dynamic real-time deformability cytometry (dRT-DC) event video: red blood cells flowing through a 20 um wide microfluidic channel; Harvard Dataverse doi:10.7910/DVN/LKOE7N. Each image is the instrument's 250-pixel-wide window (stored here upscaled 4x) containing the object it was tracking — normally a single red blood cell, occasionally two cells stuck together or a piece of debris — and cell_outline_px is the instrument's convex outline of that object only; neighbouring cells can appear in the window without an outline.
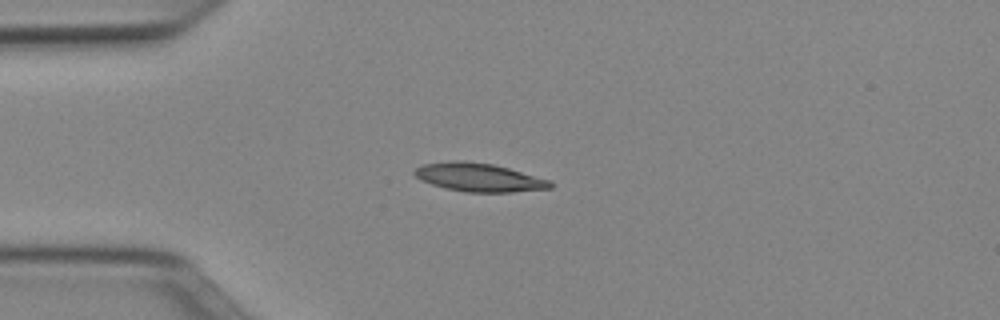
{"species": "Egyptian fruit bat (a non-hibernating species)", "species_latin": "Rousettus aegyptiacus", "temperature_condition": "cold", "stored_images_in_passage": 39, "camera_frame_rate_fps": 3000, "um_per_image_px": 0.085, "animal": {"sex": "female"}, "frame": {"image": 1, "passage_image": 1, "time_ms": 0.0, "image_size_px": [1000, 320], "cell_outline_px": [[552, 188], [512, 192], [464, 192], [444, 188], [420, 180], [412, 172], [416, 168], [424, 164], [452, 160], [464, 160], [492, 164], [508, 168], [552, 180]], "centroid_in_image_um": [40.71, 15.07], "position_along_channel_um": 44.3, "area_um2": 22.6}}
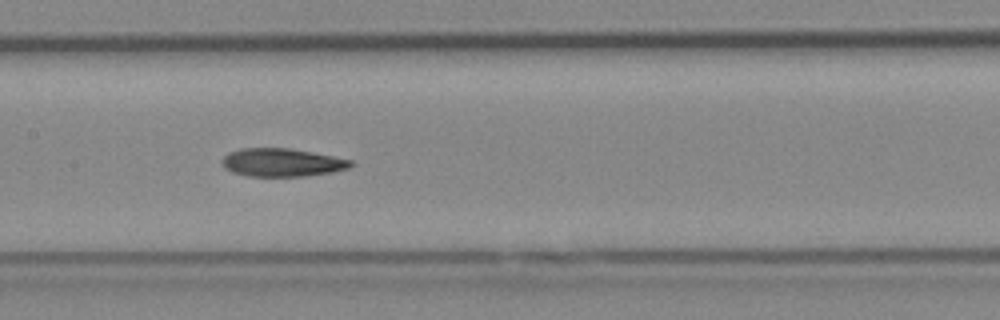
{"frame": {"image": 2, "passage_image": 13, "time_ms": 4.0, "image_size_px": [1000, 320], "cell_outline_px": [[352, 164], [348, 168], [332, 172], [308, 176], [248, 176], [232, 172], [224, 168], [220, 160], [228, 152], [240, 148], [288, 148], [312, 152], [352, 160]], "centroid_in_image_um": [23.92, 13.81], "position_along_channel_um": 183.5, "area_um2": 21.15}}
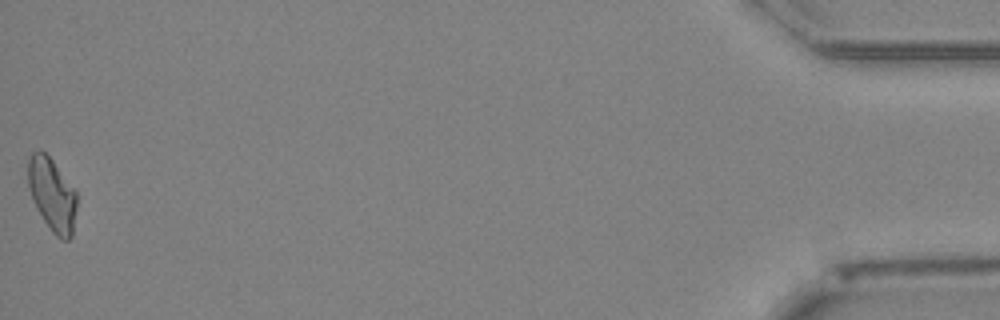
{"frame": {"image": 3, "passage_image": 39, "time_ms": 12.667, "image_size_px": [1000, 320], "cell_outline_px": [[76, 208], [72, 236], [68, 240], [60, 240], [52, 232], [36, 208], [32, 200], [28, 188], [28, 160], [32, 152], [40, 148], [52, 160], [76, 192]], "centroid_in_image_um": [4.41, 16.55], "position_along_channel_um": 430.8, "area_um2": 20.69}}